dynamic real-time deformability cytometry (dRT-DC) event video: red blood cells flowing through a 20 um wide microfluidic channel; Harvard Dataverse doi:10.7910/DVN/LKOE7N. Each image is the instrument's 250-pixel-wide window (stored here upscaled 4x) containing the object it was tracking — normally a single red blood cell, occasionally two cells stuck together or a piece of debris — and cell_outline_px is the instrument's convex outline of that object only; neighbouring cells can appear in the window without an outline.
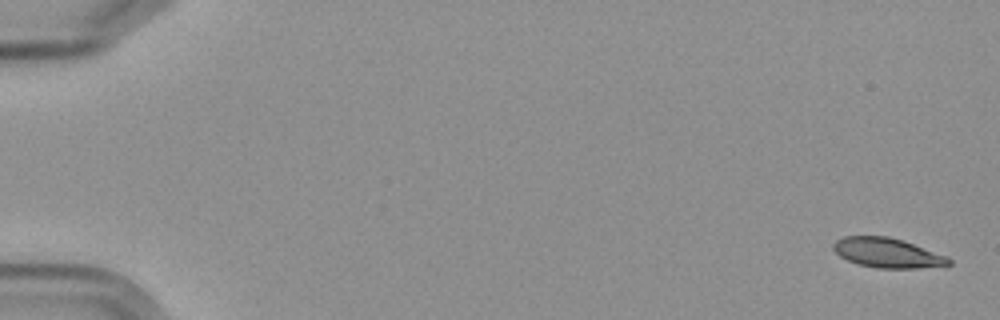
{"species": "Egyptian fruit bat (a non-hibernating species)", "species_latin": "Rousettus aegyptiacus", "temperature_condition": "cold", "stored_images_in_passage": 7, "camera_frame_rate_fps": 3000, "um_per_image_px": 0.085, "frame": {"image": 1, "passage_image": 1, "time_ms": 0.0, "image_size_px": [1000, 320], "cell_outline_px": [[952, 264], [920, 268], [876, 268], [860, 264], [848, 260], [840, 256], [832, 248], [832, 244], [836, 240], [844, 236], [888, 236], [948, 256], [952, 260]], "centroid_in_image_um": [75.42, 21.49], "position_along_channel_um": 9.6, "area_um2": 19.77}}
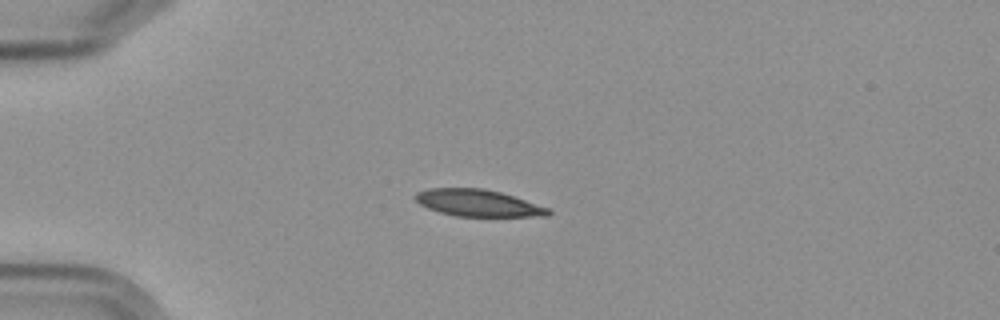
{"frame": {"image": 2, "passage_image": 5, "time_ms": 4.667, "image_size_px": [1000, 320], "cell_outline_px": [[552, 212], [548, 216], [456, 216], [440, 212], [428, 208], [420, 204], [412, 196], [416, 192], [428, 188], [484, 188], [500, 192], [548, 208]], "centroid_in_image_um": [40.58, 17.25], "position_along_channel_um": 44.4, "area_um2": 20.63}}
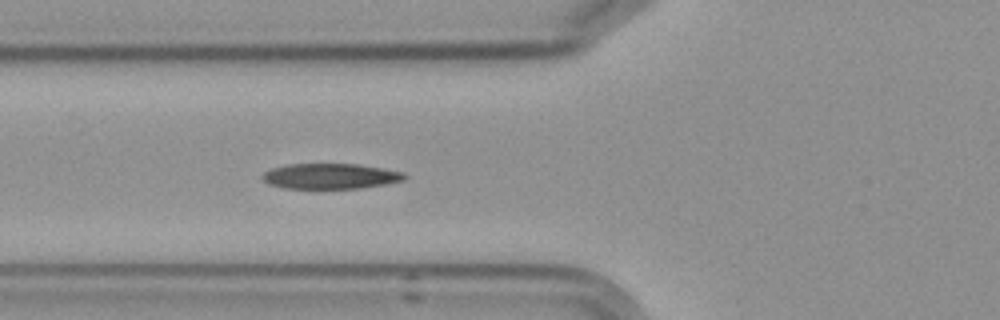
{"frame": {"image": 3, "passage_image": 7, "time_ms": 7.0, "image_size_px": [1000, 320], "cell_outline_px": [[408, 176], [404, 180], [388, 184], [360, 188], [284, 188], [268, 184], [260, 176], [264, 172], [272, 168], [288, 164], [360, 164], [384, 168], [404, 172]], "centroid_in_image_um": [28.12, 14.97], "position_along_channel_um": 97.7, "area_um2": 21.21}}